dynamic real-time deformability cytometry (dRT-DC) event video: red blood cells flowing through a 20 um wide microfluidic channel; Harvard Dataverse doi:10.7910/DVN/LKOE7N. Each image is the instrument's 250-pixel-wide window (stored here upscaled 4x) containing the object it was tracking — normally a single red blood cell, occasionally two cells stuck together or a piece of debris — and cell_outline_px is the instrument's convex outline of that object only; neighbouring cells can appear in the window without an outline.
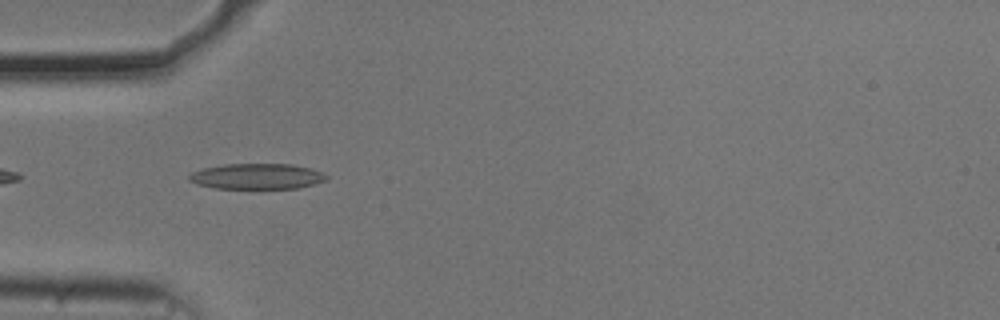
{"species": "common noctule bat (a hibernating species)", "species_latin": "Nyctalus noctula", "temperature_condition": "cold", "stored_images_in_passage": 40, "camera_frame_rate_fps": 3000, "um_per_image_px": 0.085, "animal": {"sex": "male", "body_mass_g": 20.5, "forearm_length_mm": 52.5}, "frame": {"image": 1, "passage_image": 3, "time_ms": 0.667, "image_size_px": [1000, 320], "cell_outline_px": [[328, 180], [300, 188], [216, 188], [196, 184], [188, 180], [188, 176], [192, 172], [204, 168], [224, 164], [292, 164], [312, 168], [328, 176]], "centroid_in_image_um": [21.86, 14.99], "position_along_channel_um": 63.1, "area_um2": 20.52}}
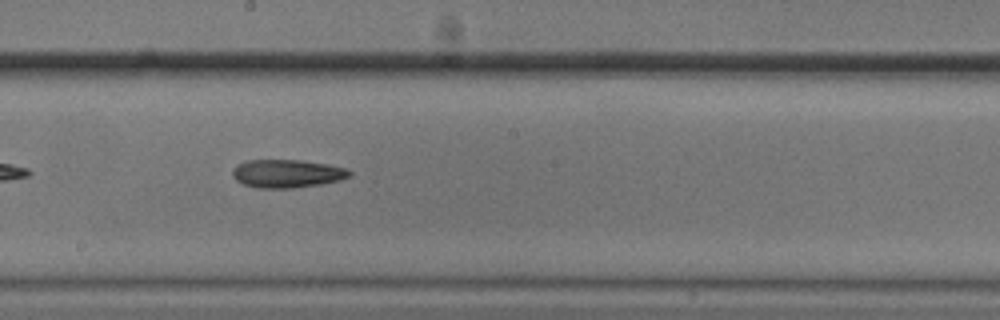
{"frame": {"image": 2, "passage_image": 16, "time_ms": 5.0, "image_size_px": [1000, 320], "cell_outline_px": [[352, 176], [340, 180], [320, 184], [292, 188], [256, 188], [244, 184], [236, 180], [232, 176], [232, 168], [248, 160], [304, 160], [328, 164], [348, 168], [352, 172]], "centroid_in_image_um": [24.43, 14.75], "position_along_channel_um": 223.8, "area_um2": 19.36}}
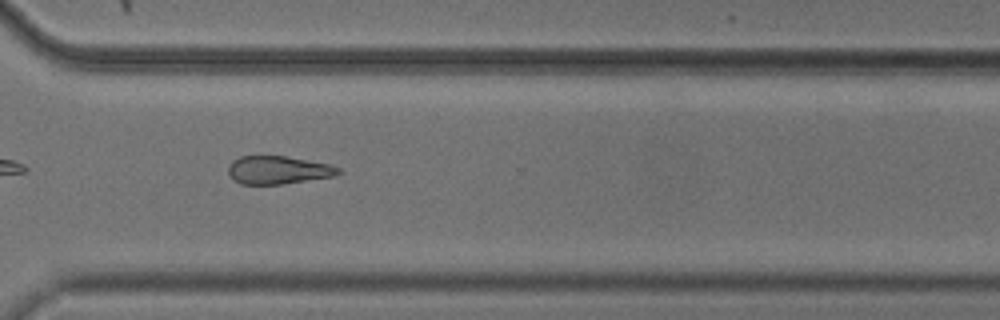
{"frame": {"image": 3, "passage_image": 26, "time_ms": 8.333, "image_size_px": [1000, 320], "cell_outline_px": [[340, 172], [336, 176], [284, 184], [240, 184], [232, 180], [228, 176], [228, 164], [232, 160], [240, 156], [284, 156], [328, 164], [340, 168]], "centroid_in_image_um": [23.58, 14.46], "position_along_channel_um": 347.0, "area_um2": 18.15}, "authors_computed_cell_mechanics": {"area_um2": 19.074, "velocity_mm_per_s": 3.7137, "shape_relaxation_time_tau1_ms": 4.646, "shape_relaxation_time_tau2_ms": 10.6723, "deformation_change_tau1": 0.1111, "deformation_change_tau2": 0.2389}}